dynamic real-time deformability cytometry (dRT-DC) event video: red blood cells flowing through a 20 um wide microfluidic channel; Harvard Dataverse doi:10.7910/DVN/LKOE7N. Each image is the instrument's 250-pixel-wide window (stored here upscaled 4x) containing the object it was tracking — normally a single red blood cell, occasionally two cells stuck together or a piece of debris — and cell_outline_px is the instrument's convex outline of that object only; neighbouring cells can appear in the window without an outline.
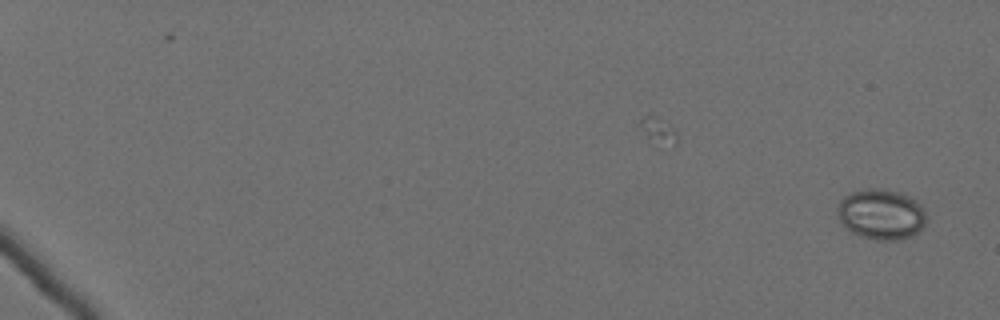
{"species": "Egyptian fruit bat (a non-hibernating species)", "species_latin": "Rousettus aegyptiacus", "temperature_condition": "cold", "stored_images_in_passage": 18, "camera_frame_rate_fps": 3000, "um_per_image_px": 0.085, "animal": {"sex": "female"}, "frame": {"image": 1, "passage_image": 1, "time_ms": 0.0, "image_size_px": [1000, 320], "cell_outline_px": [[924, 224], [916, 232], [900, 240], [876, 240], [860, 236], [852, 232], [836, 216], [836, 208], [840, 200], [844, 196], [852, 192], [868, 188], [884, 188], [904, 192], [916, 200], [920, 204], [924, 212]], "centroid_in_image_um": [74.86, 18.18], "position_along_channel_um": 10.1, "area_um2": 26.18}}